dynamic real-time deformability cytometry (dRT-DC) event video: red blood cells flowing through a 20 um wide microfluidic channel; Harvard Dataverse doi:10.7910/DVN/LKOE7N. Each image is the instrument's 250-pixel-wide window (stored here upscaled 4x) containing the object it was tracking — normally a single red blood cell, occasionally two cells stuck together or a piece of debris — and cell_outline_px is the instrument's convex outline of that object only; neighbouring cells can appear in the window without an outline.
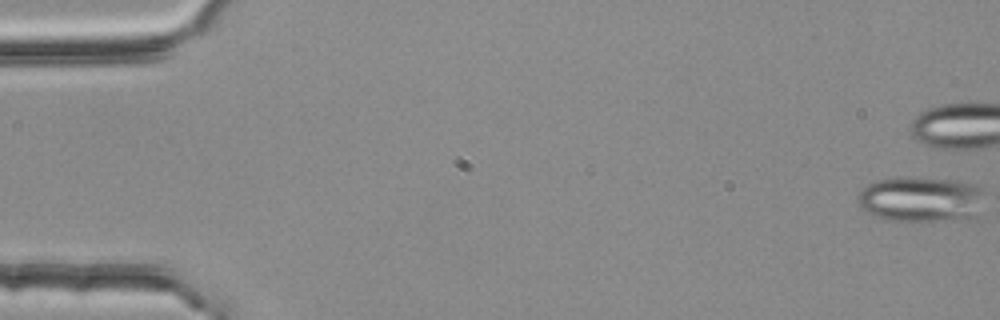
{"species": "common noctule bat (a hibernating species)", "species_latin": "Nyctalus noctula", "temperature_condition": "room temperature", "stored_images_in_passage": 11, "camera_frame_rate_fps": 3000, "um_per_image_px": 0.085, "animal": {"sex": "female", "body_mass_g": 25.1}, "frame": {"image": 1, "passage_image": 1, "time_ms": 0.0, "image_size_px": [1000, 320], "cell_outline_px": [[984, 192], [976, 220], [884, 220], [860, 208], [856, 200], [856, 196], [868, 184], [876, 180], [912, 176], [956, 180], [976, 184], [984, 188]], "centroid_in_image_um": [78.32, 16.93], "position_along_channel_um": 6.7, "area_um2": 34.22}}